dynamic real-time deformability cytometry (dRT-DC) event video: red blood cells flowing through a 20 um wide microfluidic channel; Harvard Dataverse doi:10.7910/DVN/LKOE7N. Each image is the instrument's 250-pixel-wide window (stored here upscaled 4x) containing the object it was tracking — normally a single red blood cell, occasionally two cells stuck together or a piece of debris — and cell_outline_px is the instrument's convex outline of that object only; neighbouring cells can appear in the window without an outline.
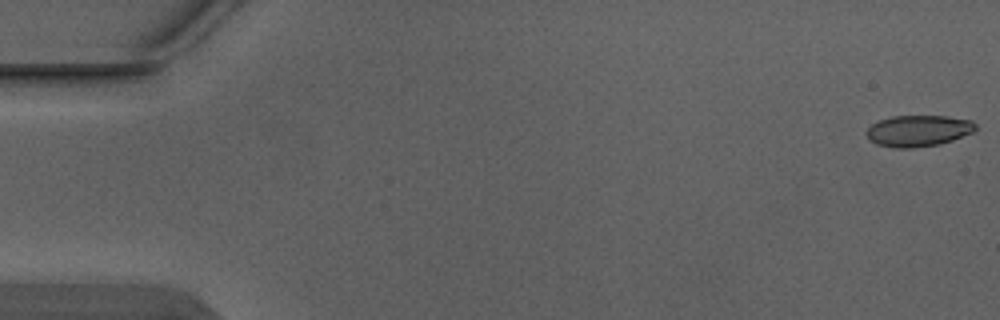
{"species": "Egyptian fruit bat (a non-hibernating species)", "species_latin": "Rousettus aegyptiacus", "temperature_condition": "warm", "stored_images_in_passage": 5, "camera_frame_rate_fps": 3000, "um_per_image_px": 0.085, "animal": {"sex": "male"}, "frame": {"image": 1, "passage_image": 1, "time_ms": 0.0, "image_size_px": [1000, 320], "cell_outline_px": [[976, 128], [972, 132], [952, 140], [940, 144], [912, 148], [892, 148], [876, 144], [864, 132], [872, 124], [880, 120], [892, 116], [948, 116], [972, 120], [976, 124]], "centroid_in_image_um": [78.05, 11.12], "position_along_channel_um": 6.9, "area_um2": 19.88}}
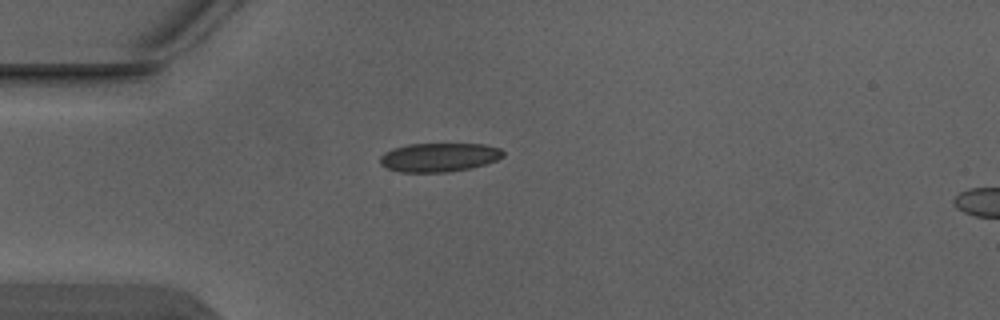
{"frame": {"image": 2, "passage_image": 4, "time_ms": 1.0, "image_size_px": [1000, 320], "cell_outline_px": [[504, 156], [496, 160], [484, 164], [468, 168], [448, 172], [400, 172], [388, 168], [380, 164], [380, 156], [384, 152], [392, 148], [408, 144], [484, 144], [500, 148], [504, 152]], "centroid_in_image_um": [37.3, 13.36], "position_along_channel_um": 47.7, "area_um2": 20.63}}